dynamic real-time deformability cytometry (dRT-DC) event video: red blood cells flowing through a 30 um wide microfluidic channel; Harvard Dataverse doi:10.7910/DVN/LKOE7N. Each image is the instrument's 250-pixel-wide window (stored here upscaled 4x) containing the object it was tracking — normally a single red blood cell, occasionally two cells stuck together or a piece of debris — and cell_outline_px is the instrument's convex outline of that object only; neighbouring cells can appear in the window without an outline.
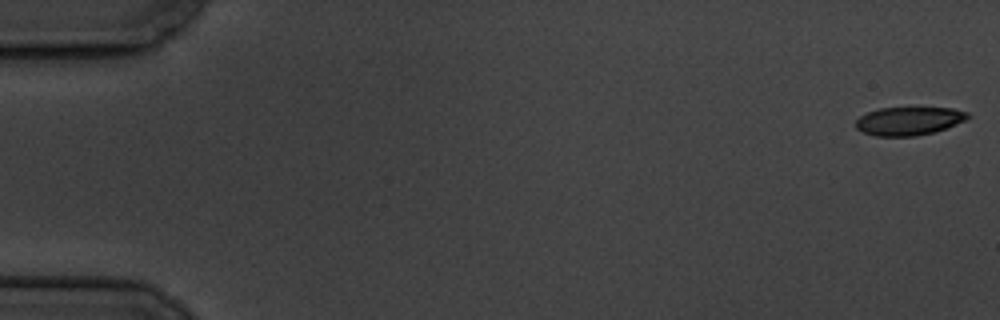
{"species": "common noctule bat (a hibernating species)", "species_latin": "Nyctalus noctula", "temperature_condition": "cold", "stored_images_in_passage": 11, "camera_frame_rate_fps": 3000, "um_per_image_px": 0.085, "animal": {"sex": "male", "body_mass_g": 19.5, "forearm_length_mm": 54.6}, "frame": {"image": 1, "passage_image": 1, "time_ms": 0.0, "image_size_px": [1000, 320], "cell_outline_px": [[972, 116], [964, 120], [944, 128], [932, 132], [916, 136], [876, 136], [864, 132], [856, 128], [856, 120], [860, 116], [868, 112], [880, 108], [952, 108], [968, 112]], "centroid_in_image_um": [77.24, 10.28], "position_along_channel_um": 7.8, "area_um2": 18.21}}